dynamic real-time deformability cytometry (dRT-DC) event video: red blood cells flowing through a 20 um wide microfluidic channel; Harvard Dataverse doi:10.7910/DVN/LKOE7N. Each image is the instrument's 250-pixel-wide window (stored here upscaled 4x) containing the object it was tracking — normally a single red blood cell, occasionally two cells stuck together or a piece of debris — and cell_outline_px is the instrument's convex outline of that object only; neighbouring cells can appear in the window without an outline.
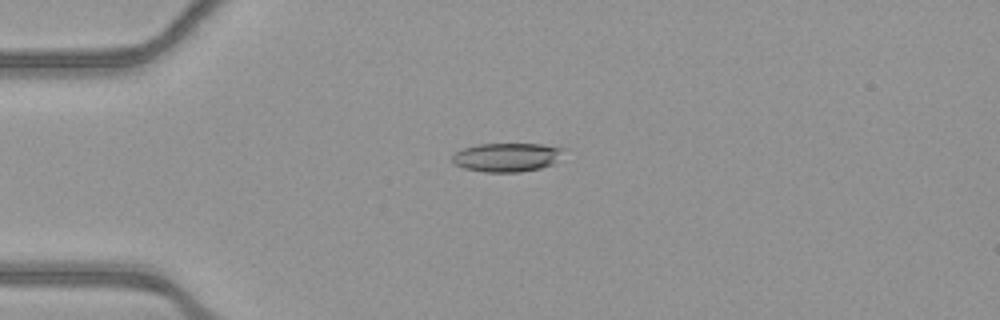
{"species": "common noctule bat (a hibernating species)", "species_latin": "Nyctalus noctula", "temperature_condition": "warm", "stored_images_in_passage": 49, "camera_frame_rate_fps": 3000, "um_per_image_px": 0.085, "animal": {"sex": "female", "body_mass_g": 21.9}, "frame": {"image": 1, "passage_image": 9, "time_ms": 2.667, "image_size_px": [1000, 320], "cell_outline_px": [[568, 148], [552, 164], [540, 168], [520, 172], [484, 172], [464, 168], [456, 164], [452, 160], [452, 156], [456, 152], [464, 148], [480, 144], [544, 144]], "centroid_in_image_um": [43.12, 13.36], "position_along_channel_um": 41.9, "area_um2": 18.67}}
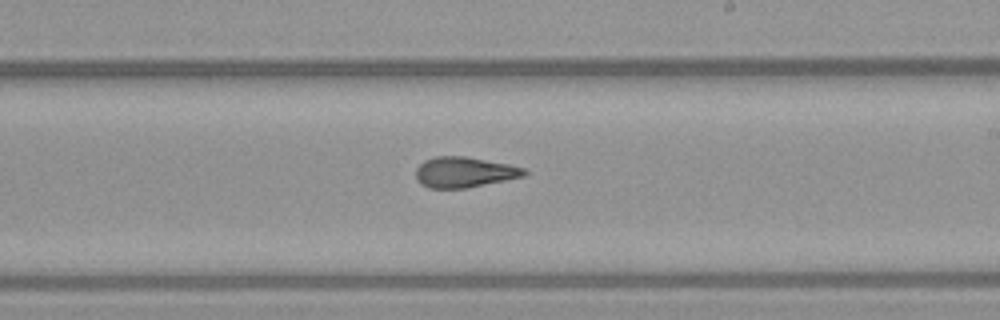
{"frame": {"image": 2, "passage_image": 27, "time_ms": 8.667, "image_size_px": [1000, 320], "cell_outline_px": [[528, 172], [524, 176], [468, 188], [428, 188], [420, 184], [416, 180], [416, 168], [424, 160], [436, 156], [464, 156], [508, 164], [524, 168]], "centroid_in_image_um": [39.43, 14.64], "position_along_channel_um": 249.6, "area_um2": 19.31}}
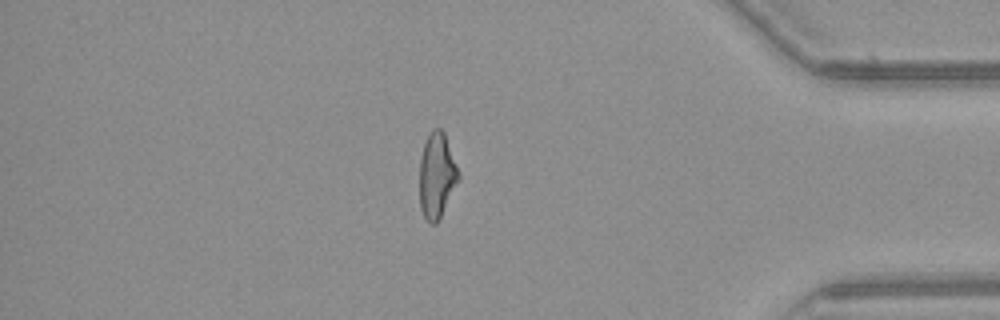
{"frame": {"image": 3, "passage_image": 41, "time_ms": 13.333, "image_size_px": [1000, 320], "cell_outline_px": [[460, 180], [436, 224], [432, 224], [424, 216], [420, 208], [420, 160], [424, 144], [432, 128], [440, 128], [444, 132], [460, 172]], "centroid_in_image_um": [37.15, 14.9], "position_along_channel_um": 398.1, "area_um2": 19.36}, "authors_computed_cell_mechanics": {"area_um2": 19.4786, "velocity_mm_per_s": 3.9067, "shape_relaxation_time_tau1_ms": null, "shape_relaxation_time_tau2_ms": 2.0014, "deformation_change_tau1": null, "deformation_change_tau2": 0.1108}}